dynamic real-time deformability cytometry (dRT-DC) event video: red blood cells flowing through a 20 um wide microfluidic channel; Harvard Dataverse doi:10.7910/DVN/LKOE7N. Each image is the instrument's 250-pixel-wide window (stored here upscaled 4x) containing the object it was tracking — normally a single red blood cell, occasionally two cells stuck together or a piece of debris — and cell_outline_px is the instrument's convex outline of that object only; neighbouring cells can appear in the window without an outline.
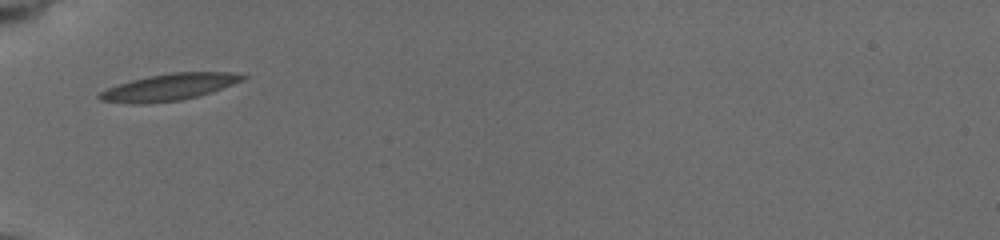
{"species": "common noctule bat (a hibernating species)", "species_latin": "Nyctalus noctula", "temperature_condition": "cold", "stored_images_in_passage": 37, "camera_frame_rate_fps": 3000, "um_per_image_px": 0.085, "animal": {"sex": "female", "body_mass_g": 19.5, "forearm_length_mm": 54.1}, "frame": {"image": 1, "passage_image": 1, "time_ms": 0.0, "image_size_px": [1000, 240], "cell_outline_px": [[248, 76], [244, 80], [212, 92], [180, 100], [148, 104], [132, 104], [100, 100], [96, 96], [100, 92], [108, 88], [132, 80], [148, 76], [172, 72], [232, 72]], "centroid_in_image_um": [14.38, 7.41], "position_along_channel_um": 70.6, "area_um2": 22.25}}
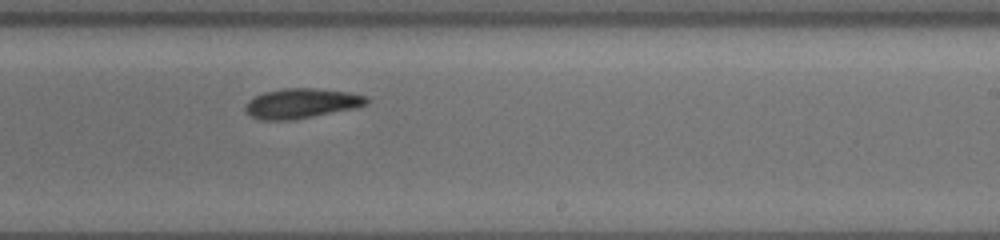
{"frame": {"image": 2, "passage_image": 17, "time_ms": 5.333, "image_size_px": [1000, 240], "cell_outline_px": [[372, 100], [368, 104], [356, 108], [296, 120], [260, 120], [252, 116], [244, 108], [248, 100], [264, 92], [284, 88], [312, 88], [348, 92], [368, 96]], "centroid_in_image_um": [25.68, 8.79], "position_along_channel_um": 263.3, "area_um2": 21.33}}
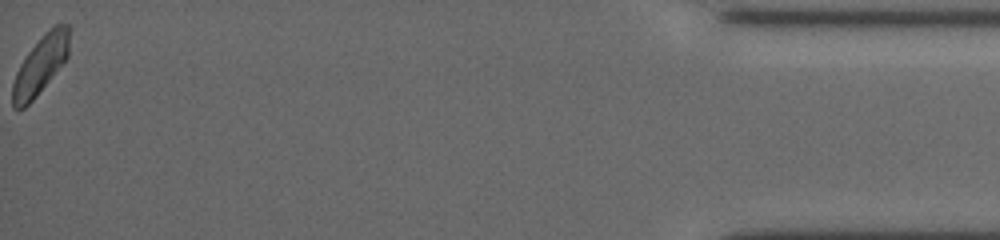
{"frame": {"image": 3, "passage_image": 37, "time_ms": 12.0, "image_size_px": [1000, 240], "cell_outline_px": [[68, 56], [36, 96], [24, 108], [12, 108], [12, 84], [16, 72], [20, 64], [28, 52], [44, 32], [56, 24], [68, 24]], "centroid_in_image_um": [3.4, 5.52], "position_along_channel_um": 431.8, "area_um2": 18.84}, "authors_computed_cell_mechanics": {"area_um2": 20.519, "velocity_mm_per_s": 3.693, "shape_relaxation_time_tau1_ms": 2.9145, "shape_relaxation_time_tau2_ms": 2.8711, "deformation_change_tau1": 0.1156, "deformation_change_tau2": 0.0735}}